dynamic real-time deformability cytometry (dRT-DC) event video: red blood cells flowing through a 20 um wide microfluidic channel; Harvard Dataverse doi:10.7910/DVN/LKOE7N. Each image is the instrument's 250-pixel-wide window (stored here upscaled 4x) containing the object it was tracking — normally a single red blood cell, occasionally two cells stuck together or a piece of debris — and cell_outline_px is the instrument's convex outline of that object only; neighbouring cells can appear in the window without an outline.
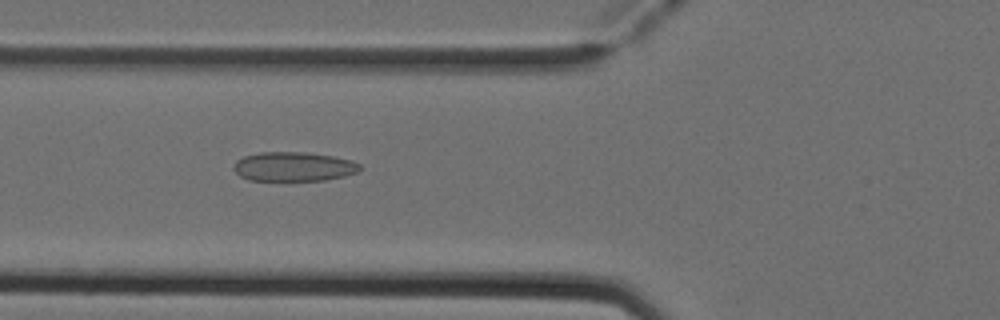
{"species": "Egyptian fruit bat (a non-hibernating species)", "species_latin": "Rousettus aegyptiacus", "temperature_condition": "cold", "stored_images_in_passage": 50, "camera_frame_rate_fps": 3000, "um_per_image_px": 0.085, "animal": {"sex": "female"}, "frame": {"image": 1, "passage_image": 18, "time_ms": 5.667, "image_size_px": [1000, 320], "cell_outline_px": [[360, 168], [356, 172], [344, 176], [324, 180], [288, 184], [248, 180], [240, 176], [232, 168], [232, 164], [236, 160], [244, 156], [260, 152], [304, 152], [332, 156], [352, 160], [360, 164]], "centroid_in_image_um": [24.89, 14.22], "position_along_channel_um": 100.9, "area_um2": 22.6}}
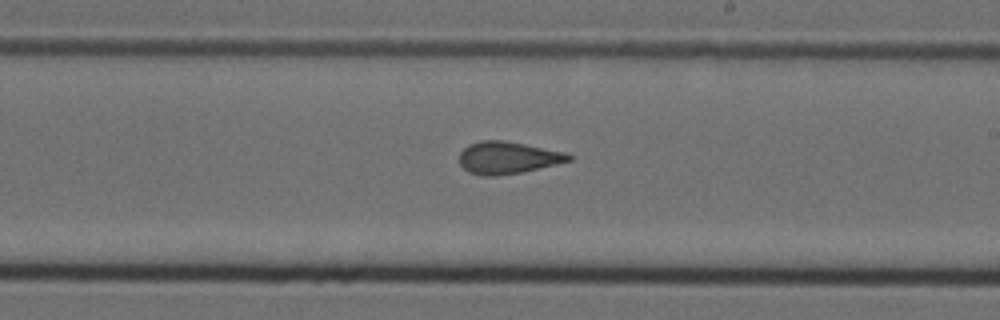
{"frame": {"image": 2, "passage_image": 29, "time_ms": 9.333, "image_size_px": [1000, 320], "cell_outline_px": [[572, 160], [524, 172], [496, 176], [480, 176], [468, 172], [460, 164], [460, 152], [468, 144], [480, 140], [504, 140], [568, 152], [572, 156]], "centroid_in_image_um": [43.17, 13.4], "position_along_channel_um": 245.8, "area_um2": 20.81}}
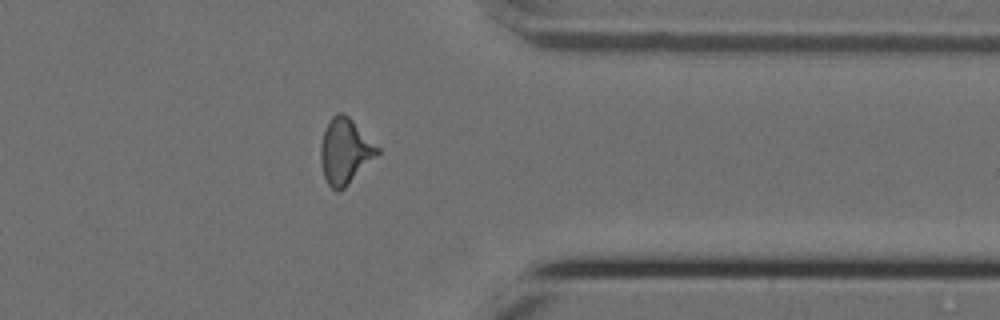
{"frame": {"image": 3, "passage_image": 40, "time_ms": 13.0, "image_size_px": [1000, 320], "cell_outline_px": [[380, 152], [340, 192], [336, 192], [328, 184], [324, 176], [320, 160], [320, 144], [324, 132], [332, 116], [336, 112], [344, 112], [380, 148]], "centroid_in_image_um": [29.31, 12.85], "position_along_channel_um": 382.1, "area_um2": 21.44}, "authors_computed_cell_mechanics": {"area_um2": 20.9814, "velocity_mm_per_s": 3.9454, "shape_relaxation_time_tau1_ms": null, "shape_relaxation_time_tau2_ms": 1.4448, "deformation_change_tau1": null, "deformation_change_tau2": 0.0789}}